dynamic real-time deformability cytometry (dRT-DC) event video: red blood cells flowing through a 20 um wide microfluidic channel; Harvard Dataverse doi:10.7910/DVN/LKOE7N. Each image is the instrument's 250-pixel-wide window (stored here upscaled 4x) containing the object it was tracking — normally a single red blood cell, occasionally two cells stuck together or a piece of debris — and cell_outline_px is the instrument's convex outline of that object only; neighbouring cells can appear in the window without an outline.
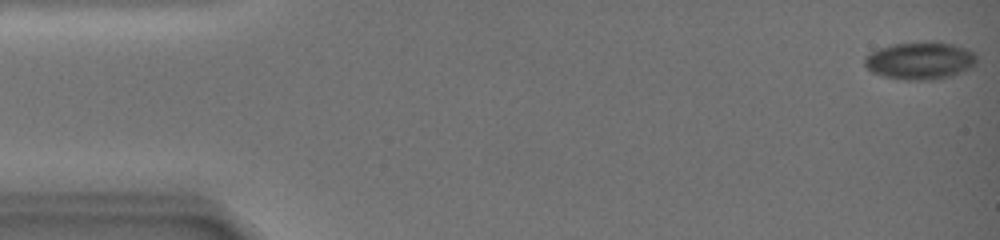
{"species": "common noctule bat (a hibernating species)", "species_latin": "Nyctalus noctula", "temperature_condition": "warm", "stored_images_in_passage": 48, "camera_frame_rate_fps": 3000, "um_per_image_px": 0.085, "animal": {"sex": "female", "body_mass_g": 19.0, "forearm_length_mm": 51.5}, "frame": {"image": 1, "passage_image": 1, "time_ms": 0.0, "image_size_px": [1000, 240], "cell_outline_px": [[976, 64], [972, 68], [952, 76], [932, 80], [904, 80], [884, 76], [872, 72], [864, 64], [864, 56], [880, 48], [892, 44], [932, 40], [952, 44], [976, 52]], "centroid_in_image_um": [78.24, 5.15], "position_along_channel_um": 6.8, "area_um2": 24.85}}
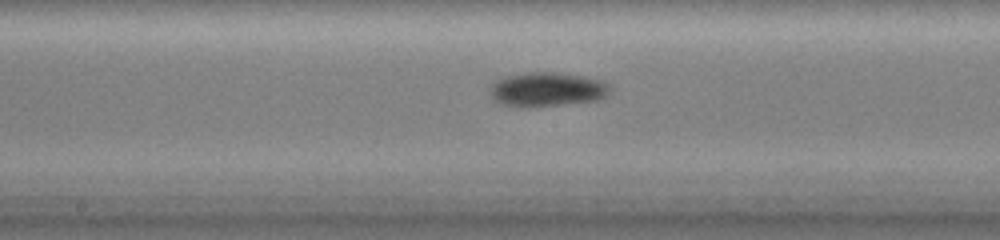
{"frame": {"image": 2, "passage_image": 23, "time_ms": 11.333, "image_size_px": [1000, 240], "cell_outline_px": [[612, 88], [608, 96], [596, 100], [524, 108], [500, 104], [492, 100], [488, 92], [488, 88], [496, 80], [508, 76], [528, 72], [560, 72], [584, 76], [604, 80]], "centroid_in_image_um": [46.48, 7.6], "position_along_channel_um": 201.7, "area_um2": 24.39}}
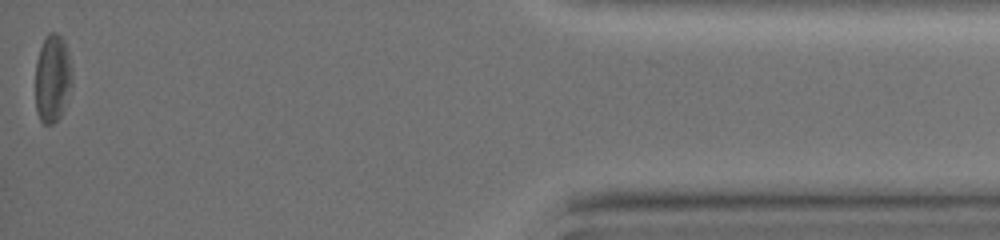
{"frame": {"image": 3, "passage_image": 48, "time_ms": 21.333, "image_size_px": [1000, 240], "cell_outline_px": [[72, 84], [64, 108], [60, 116], [52, 124], [44, 124], [40, 120], [36, 112], [36, 60], [44, 36], [48, 32], [56, 32], [64, 40], [68, 52], [72, 68]], "centroid_in_image_um": [4.46, 6.63], "position_along_channel_um": 430.7, "area_um2": 19.02}, "authors_computed_cell_mechanics": {"area_um2": 23.6691, "velocity_mm_per_s": 2.9837, "shape_relaxation_time_tau1_ms": 1.7215, "shape_relaxation_time_tau2_ms": null, "deformation_change_tau1": 0.0831, "deformation_change_tau2": null}}